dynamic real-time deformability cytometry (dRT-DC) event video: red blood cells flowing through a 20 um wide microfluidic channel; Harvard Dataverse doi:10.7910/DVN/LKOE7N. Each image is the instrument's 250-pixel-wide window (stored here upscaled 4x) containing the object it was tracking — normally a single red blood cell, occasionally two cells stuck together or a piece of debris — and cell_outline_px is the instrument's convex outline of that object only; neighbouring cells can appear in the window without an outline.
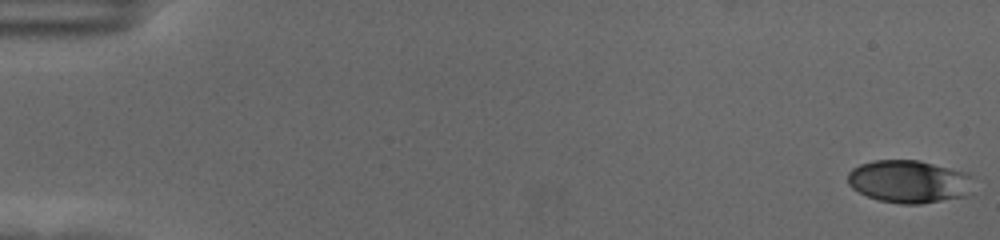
{"species": "human", "species_latin": "Homo sapiens", "temperature_condition": "cold", "stored_images_in_passage": 58, "camera_frame_rate_fps": 3000, "um_per_image_px": 0.085, "donor": {"sex": "female"}, "frame": {"image": 1, "passage_image": 1, "time_ms": 0.0, "image_size_px": [1000, 240], "cell_outline_px": [[968, 196], [920, 204], [900, 204], [880, 200], [868, 196], [852, 188], [848, 184], [848, 172], [852, 168], [860, 164], [872, 160], [920, 160], [968, 172]], "centroid_in_image_um": [77.21, 15.42], "position_along_channel_um": 7.8, "area_um2": 31.15}}
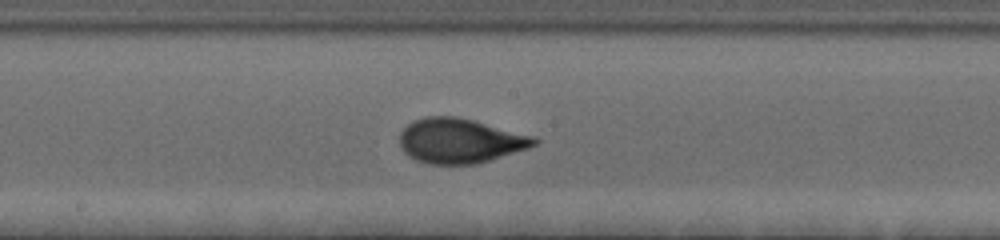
{"frame": {"image": 2, "passage_image": 32, "time_ms": 10.333, "image_size_px": [1000, 240], "cell_outline_px": [[540, 140], [536, 144], [528, 148], [476, 164], [428, 164], [416, 160], [408, 156], [400, 148], [400, 132], [412, 120], [424, 116], [456, 116], [536, 136]], "centroid_in_image_um": [39.08, 11.96], "position_along_channel_um": 209.1, "area_um2": 35.2}}
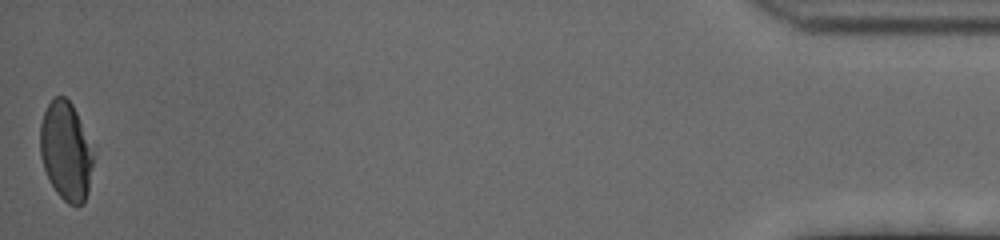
{"frame": {"image": 3, "passage_image": 58, "time_ms": 19.0, "image_size_px": [1000, 240], "cell_outline_px": [[92, 164], [88, 192], [84, 204], [76, 208], [68, 204], [56, 192], [48, 180], [40, 156], [40, 124], [44, 112], [48, 104], [56, 96], [64, 96], [72, 104], [76, 112], [92, 156]], "centroid_in_image_um": [5.56, 12.91], "position_along_channel_um": 429.6, "area_um2": 30.06}, "authors_computed_cell_mechanics": {"area_um2": 32.7726, "velocity_mm_per_s": 3.5302, "shape_relaxation_time_tau1_ms": 3.7278, "shape_relaxation_time_tau2_ms": null, "deformation_change_tau1": 0.1513, "deformation_change_tau2": null}}